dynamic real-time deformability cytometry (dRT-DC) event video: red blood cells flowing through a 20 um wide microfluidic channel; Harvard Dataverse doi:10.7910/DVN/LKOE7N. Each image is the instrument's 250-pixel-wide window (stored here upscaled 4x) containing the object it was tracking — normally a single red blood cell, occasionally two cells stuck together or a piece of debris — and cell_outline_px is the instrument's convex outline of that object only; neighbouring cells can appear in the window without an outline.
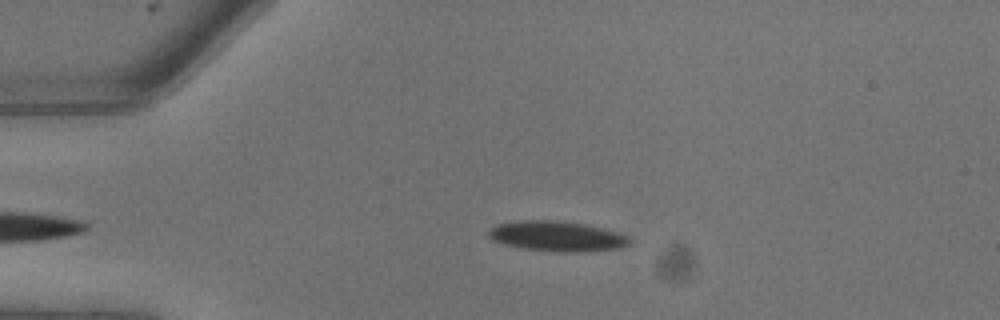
{"species": "common noctule bat (a hibernating species)", "species_latin": "Nyctalus noctula", "temperature_condition": "warm", "stored_images_in_passage": 9, "camera_frame_rate_fps": 3000, "um_per_image_px": 0.085, "animal": {"sex": "male", "body_mass_g": 13.3}, "frame": {"image": 1, "passage_image": 3, "time_ms": 0.667, "image_size_px": [1000, 320], "cell_outline_px": [[632, 240], [628, 244], [620, 248], [580, 252], [556, 252], [520, 248], [504, 244], [492, 240], [488, 236], [488, 232], [496, 224], [512, 220], [560, 220], [584, 224], [616, 232], [628, 236]], "centroid_in_image_um": [47.29, 20.07], "position_along_channel_um": 37.7, "area_um2": 24.97}}
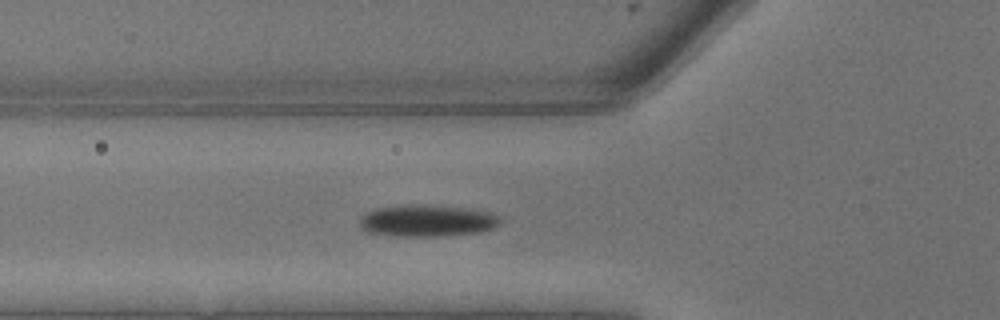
{"frame": {"image": 2, "passage_image": 6, "time_ms": 1.667, "image_size_px": [1000, 320], "cell_outline_px": [[504, 220], [496, 228], [480, 232], [444, 236], [404, 236], [368, 232], [360, 228], [360, 216], [376, 208], [396, 204], [436, 204], [472, 208], [496, 212], [504, 216]], "centroid_in_image_um": [36.44, 18.72], "position_along_channel_um": 89.4, "area_um2": 27.17}}